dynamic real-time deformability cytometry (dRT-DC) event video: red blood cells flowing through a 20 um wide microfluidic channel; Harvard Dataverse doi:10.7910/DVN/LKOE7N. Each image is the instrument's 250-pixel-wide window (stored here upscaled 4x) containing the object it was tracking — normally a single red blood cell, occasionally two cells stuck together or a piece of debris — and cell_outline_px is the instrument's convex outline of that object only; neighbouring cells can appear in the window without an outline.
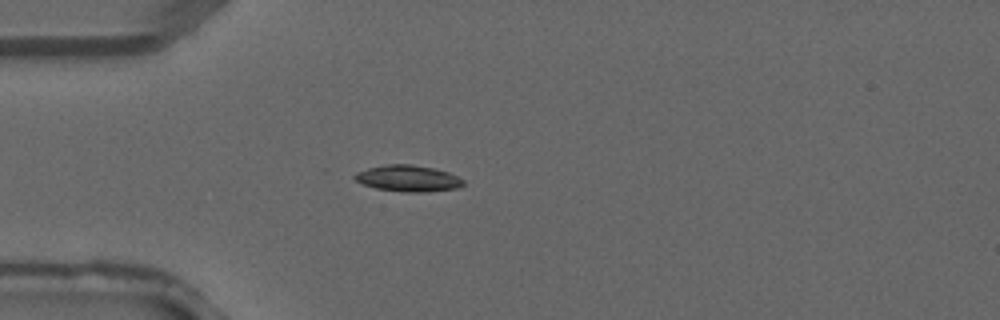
{"species": "common noctule bat (a hibernating species)", "species_latin": "Nyctalus noctula", "temperature_condition": "warm", "stored_images_in_passage": 2, "camera_frame_rate_fps": 3000, "um_per_image_px": 0.085, "animal": {"sex": "male", "forearm_length_mm": 52.5}, "frame": {"image": 1, "passage_image": 2, "time_ms": 0.333, "image_size_px": [1000, 320], "cell_outline_px": [[464, 184], [460, 188], [428, 192], [404, 192], [376, 188], [364, 184], [356, 180], [352, 176], [368, 168], [388, 164], [408, 164], [432, 168], [448, 172], [464, 180]], "centroid_in_image_um": [34.73, 15.18], "position_along_channel_um": 50.3, "area_um2": 16.47}}